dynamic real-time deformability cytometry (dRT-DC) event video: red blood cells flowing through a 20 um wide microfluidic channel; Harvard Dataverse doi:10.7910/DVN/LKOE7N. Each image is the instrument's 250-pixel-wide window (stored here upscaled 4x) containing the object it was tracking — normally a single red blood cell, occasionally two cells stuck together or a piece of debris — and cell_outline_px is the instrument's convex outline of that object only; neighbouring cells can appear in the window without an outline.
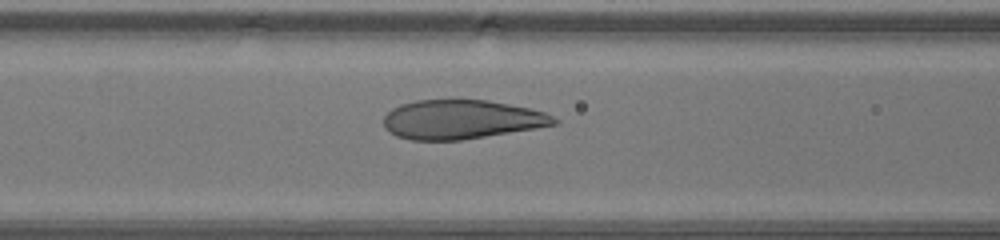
{"species": "human", "species_latin": "Homo sapiens", "temperature_condition": "warm", "stored_images_in_passage": 28, "camera_frame_rate_fps": 3000, "um_per_image_px": 0.085, "donor": {"sex": "male"}, "frame": {"image": 1, "passage_image": 5, "time_ms": 1.333, "image_size_px": [1000, 240], "cell_outline_px": [[560, 124], [536, 128], [460, 140], [412, 140], [396, 136], [388, 132], [384, 128], [384, 116], [392, 108], [400, 104], [416, 100], [488, 100], [532, 108], [544, 112], [560, 120]], "centroid_in_image_um": [39.23, 10.15], "position_along_channel_um": 127.4, "area_um2": 39.02}}
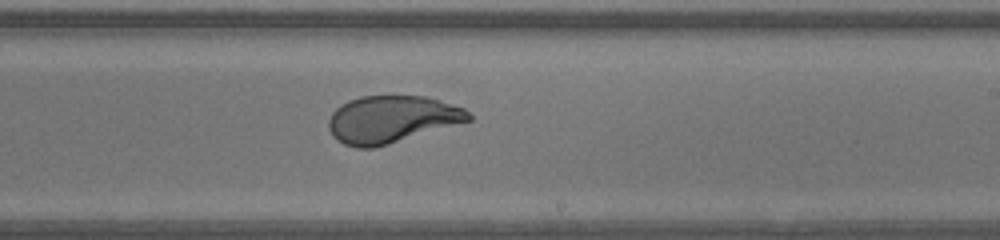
{"frame": {"image": 2, "passage_image": 13, "time_ms": 4.0, "image_size_px": [1000, 240], "cell_outline_px": [[472, 120], [376, 148], [356, 148], [344, 144], [336, 140], [332, 136], [328, 128], [328, 120], [332, 112], [340, 104], [348, 100], [360, 96], [424, 96], [464, 108], [472, 116]], "centroid_in_image_um": [33.24, 10.15], "position_along_channel_um": 255.8, "area_um2": 38.67}}
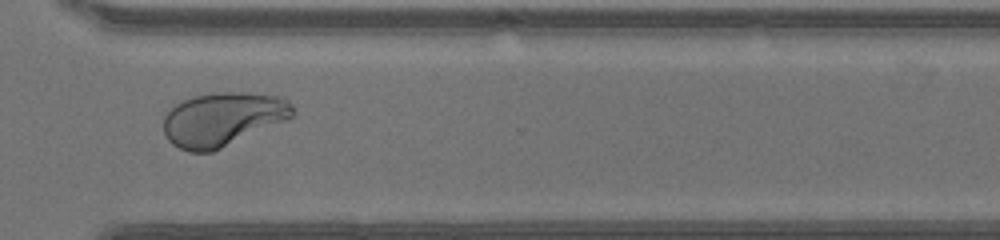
{"frame": {"image": 3, "passage_image": 19, "time_ms": 6.0, "image_size_px": [1000, 240], "cell_outline_px": [[296, 116], [288, 120], [212, 152], [188, 152], [172, 144], [168, 140], [164, 132], [164, 116], [172, 104], [192, 96], [216, 92], [244, 92], [280, 96], [288, 100], [292, 104], [296, 112]], "centroid_in_image_um": [18.95, 10.12], "position_along_channel_um": 351.7, "area_um2": 41.1}}